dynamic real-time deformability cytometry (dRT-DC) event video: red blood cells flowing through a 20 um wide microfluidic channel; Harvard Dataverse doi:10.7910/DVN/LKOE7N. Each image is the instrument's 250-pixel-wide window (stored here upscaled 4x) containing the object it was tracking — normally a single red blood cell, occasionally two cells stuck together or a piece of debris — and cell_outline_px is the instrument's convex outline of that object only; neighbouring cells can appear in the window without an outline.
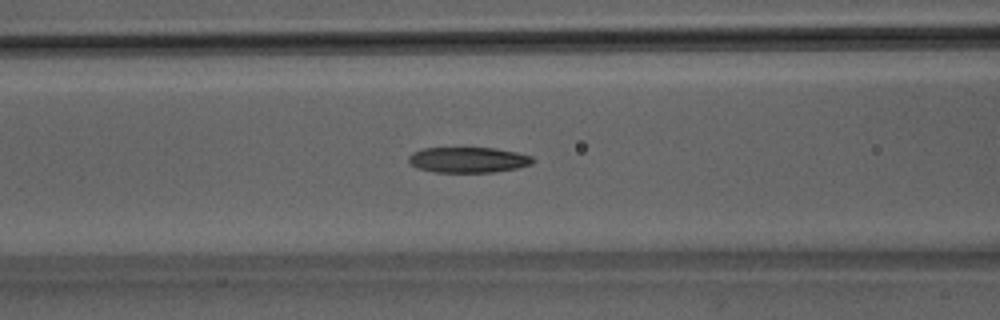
{"species": "Egyptian fruit bat (a non-hibernating species)", "species_latin": "Rousettus aegyptiacus", "temperature_condition": "room temperature", "stored_images_in_passage": 45, "camera_frame_rate_fps": 3000, "um_per_image_px": 0.085, "animal": {"sex": "male"}, "frame": {"image": 1, "passage_image": 16, "time_ms": 5.0, "image_size_px": [1000, 320], "cell_outline_px": [[536, 160], [532, 164], [516, 168], [492, 172], [436, 172], [416, 168], [408, 164], [408, 156], [412, 152], [424, 148], [496, 148], [516, 152], [532, 156]], "centroid_in_image_um": [39.77, 13.58], "position_along_channel_um": 126.8, "area_um2": 18.61}}
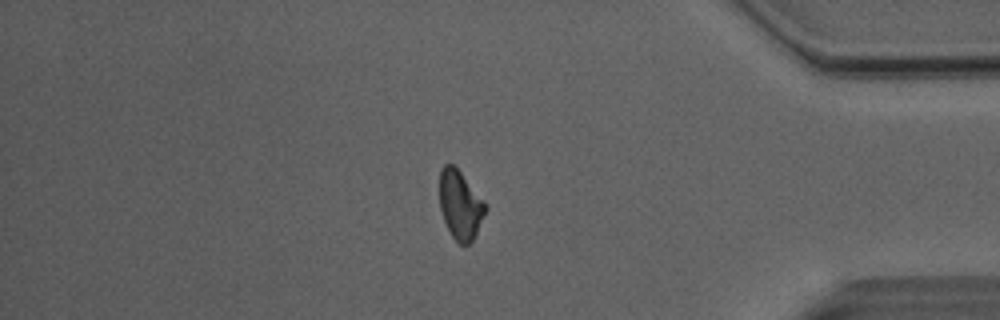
{"frame": {"image": 2, "passage_image": 38, "time_ms": 12.333, "image_size_px": [1000, 320], "cell_outline_px": [[488, 208], [472, 240], [468, 244], [460, 244], [452, 236], [444, 220], [440, 208], [440, 168], [444, 164], [452, 164], [460, 172], [484, 200]], "centroid_in_image_um": [39.12, 17.4], "position_along_channel_um": 396.1, "area_um2": 18.09}}
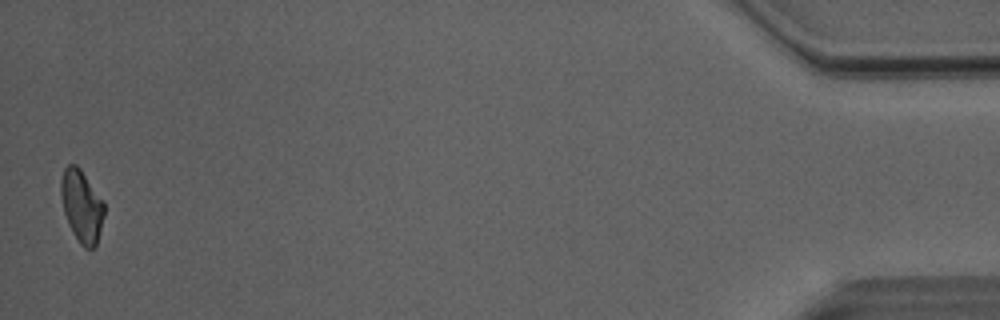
{"frame": {"image": 3, "passage_image": 45, "time_ms": 14.667, "image_size_px": [1000, 320], "cell_outline_px": [[104, 216], [96, 244], [92, 248], [84, 248], [80, 244], [72, 232], [68, 224], [64, 212], [60, 192], [60, 180], [64, 168], [68, 164], [76, 164], [80, 168], [104, 200]], "centroid_in_image_um": [6.94, 17.48], "position_along_channel_um": 428.3, "area_um2": 18.32}, "authors_computed_cell_mechanics": {"area_um2": 19.1318, "velocity_mm_per_s": 4.0837, "shape_relaxation_time_tau1_ms": 6.8326, "shape_relaxation_time_tau2_ms": 5.364, "deformation_change_tau1": 0.1761, "deformation_change_tau2": 0.1512}}